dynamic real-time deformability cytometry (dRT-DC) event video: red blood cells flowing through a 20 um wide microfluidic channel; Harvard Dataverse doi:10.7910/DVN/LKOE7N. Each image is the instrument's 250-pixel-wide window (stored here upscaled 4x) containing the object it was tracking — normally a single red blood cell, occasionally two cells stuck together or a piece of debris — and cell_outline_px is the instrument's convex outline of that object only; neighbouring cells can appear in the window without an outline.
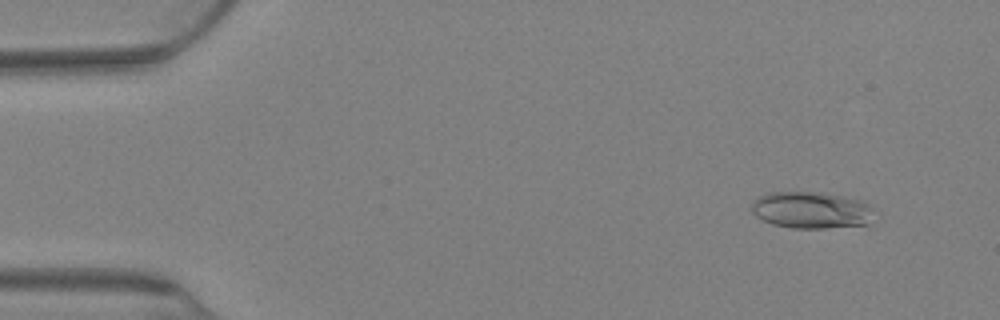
{"species": "Egyptian fruit bat (a non-hibernating species)", "species_latin": "Rousettus aegyptiacus", "temperature_condition": "warm", "stored_images_in_passage": 78, "camera_frame_rate_fps": 3000, "um_per_image_px": 0.085, "animal": {"sex": "female"}, "frame": {"image": 1, "passage_image": 8, "time_ms": 2.333, "image_size_px": [1000, 320], "cell_outline_px": [[868, 224], [824, 228], [792, 228], [772, 224], [756, 216], [752, 212], [752, 200], [756, 196], [768, 192], [824, 192], [860, 200], [868, 208]], "centroid_in_image_um": [68.81, 17.84], "position_along_channel_um": 16.2, "area_um2": 25.84}}
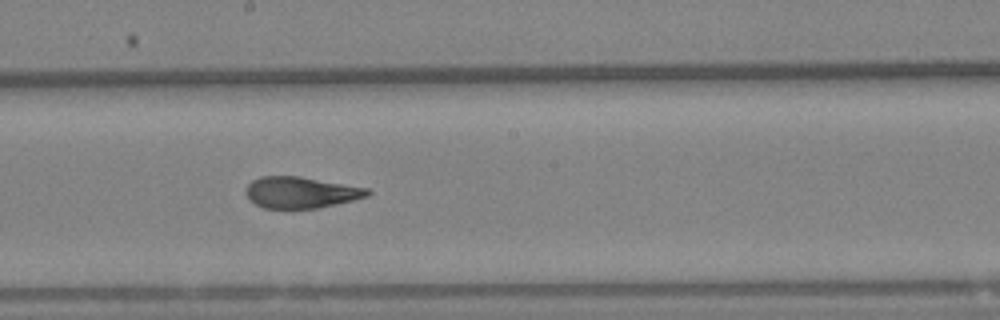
{"frame": {"image": 2, "passage_image": 44, "time_ms": 14.333, "image_size_px": [1000, 320], "cell_outline_px": [[372, 192], [368, 196], [352, 200], [316, 208], [264, 208], [256, 204], [248, 196], [248, 184], [252, 180], [260, 176], [300, 176], [368, 188]], "centroid_in_image_um": [25.6, 16.34], "position_along_channel_um": 222.6, "area_um2": 21.85}}
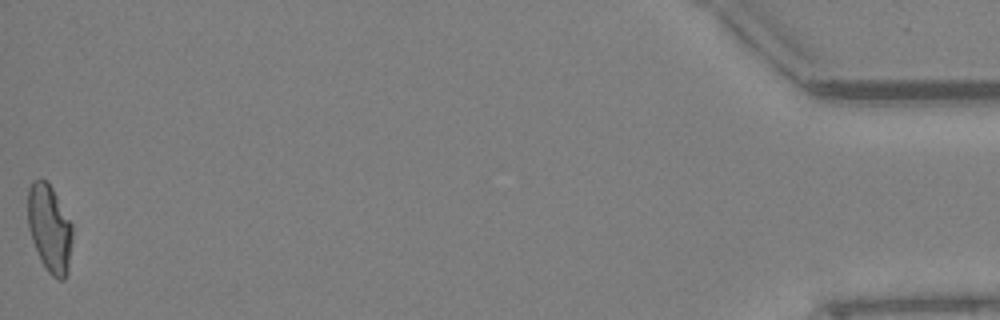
{"frame": {"image": 3, "passage_image": 78, "time_ms": 25.667, "image_size_px": [1000, 320], "cell_outline_px": [[72, 240], [68, 268], [64, 280], [60, 280], [52, 276], [48, 272], [40, 260], [32, 240], [28, 228], [28, 188], [32, 180], [40, 176], [52, 188], [72, 224]], "centroid_in_image_um": [4.19, 19.4], "position_along_channel_um": 431.0, "area_um2": 22.77}, "authors_computed_cell_mechanics": {"area_um2": 23.2934, "velocity_mm_per_s": 2.6904, "shape_relaxation_time_tau1_ms": 10.2642, "shape_relaxation_time_tau2_ms": 2.0406, "deformation_change_tau1": 0.2219, "deformation_change_tau2": 0.0901}}